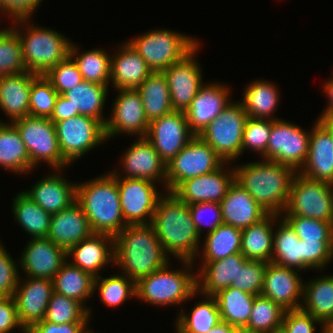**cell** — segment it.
Returning <instances> with one entry per match:
<instances>
[{
	"mask_svg": "<svg viewBox=\"0 0 333 333\" xmlns=\"http://www.w3.org/2000/svg\"><path fill=\"white\" fill-rule=\"evenodd\" d=\"M90 308L75 299L52 293L45 320L56 323H89Z\"/></svg>",
	"mask_w": 333,
	"mask_h": 333,
	"instance_id": "bcb514c9",
	"label": "cell"
},
{
	"mask_svg": "<svg viewBox=\"0 0 333 333\" xmlns=\"http://www.w3.org/2000/svg\"><path fill=\"white\" fill-rule=\"evenodd\" d=\"M260 295L272 300L286 311L301 308L303 282L299 271L269 262Z\"/></svg>",
	"mask_w": 333,
	"mask_h": 333,
	"instance_id": "ffe728a7",
	"label": "cell"
},
{
	"mask_svg": "<svg viewBox=\"0 0 333 333\" xmlns=\"http://www.w3.org/2000/svg\"><path fill=\"white\" fill-rule=\"evenodd\" d=\"M284 216H302L333 223V189L296 173L293 177Z\"/></svg>",
	"mask_w": 333,
	"mask_h": 333,
	"instance_id": "9c48e42d",
	"label": "cell"
},
{
	"mask_svg": "<svg viewBox=\"0 0 333 333\" xmlns=\"http://www.w3.org/2000/svg\"><path fill=\"white\" fill-rule=\"evenodd\" d=\"M14 328L21 329L22 332L26 333L18 319L14 297H0V332L10 333Z\"/></svg>",
	"mask_w": 333,
	"mask_h": 333,
	"instance_id": "91938a15",
	"label": "cell"
},
{
	"mask_svg": "<svg viewBox=\"0 0 333 333\" xmlns=\"http://www.w3.org/2000/svg\"><path fill=\"white\" fill-rule=\"evenodd\" d=\"M223 159L198 135L166 166V192H173L187 179L211 173L220 168Z\"/></svg>",
	"mask_w": 333,
	"mask_h": 333,
	"instance_id": "8fae6325",
	"label": "cell"
},
{
	"mask_svg": "<svg viewBox=\"0 0 333 333\" xmlns=\"http://www.w3.org/2000/svg\"><path fill=\"white\" fill-rule=\"evenodd\" d=\"M77 115H79V113L77 110L73 109L70 101L64 95L59 94L56 99L54 111L50 117V120L55 123L57 121L65 120Z\"/></svg>",
	"mask_w": 333,
	"mask_h": 333,
	"instance_id": "be15d7a7",
	"label": "cell"
},
{
	"mask_svg": "<svg viewBox=\"0 0 333 333\" xmlns=\"http://www.w3.org/2000/svg\"><path fill=\"white\" fill-rule=\"evenodd\" d=\"M93 233L81 205L75 201L62 211L52 214L47 238L68 251Z\"/></svg>",
	"mask_w": 333,
	"mask_h": 333,
	"instance_id": "484cf974",
	"label": "cell"
},
{
	"mask_svg": "<svg viewBox=\"0 0 333 333\" xmlns=\"http://www.w3.org/2000/svg\"><path fill=\"white\" fill-rule=\"evenodd\" d=\"M118 93L110 118H107L104 125L106 140L122 133L146 137L149 121L144 113L140 93L136 89H119Z\"/></svg>",
	"mask_w": 333,
	"mask_h": 333,
	"instance_id": "2e32d148",
	"label": "cell"
},
{
	"mask_svg": "<svg viewBox=\"0 0 333 333\" xmlns=\"http://www.w3.org/2000/svg\"><path fill=\"white\" fill-rule=\"evenodd\" d=\"M279 216L268 213L257 223L242 230L241 254L247 260L271 262L273 225H276L278 218L281 219Z\"/></svg>",
	"mask_w": 333,
	"mask_h": 333,
	"instance_id": "1f68e13d",
	"label": "cell"
},
{
	"mask_svg": "<svg viewBox=\"0 0 333 333\" xmlns=\"http://www.w3.org/2000/svg\"><path fill=\"white\" fill-rule=\"evenodd\" d=\"M198 48L200 43L182 60L162 71L170 90L173 110L185 112L204 84L202 70L195 60Z\"/></svg>",
	"mask_w": 333,
	"mask_h": 333,
	"instance_id": "e0dca14e",
	"label": "cell"
},
{
	"mask_svg": "<svg viewBox=\"0 0 333 333\" xmlns=\"http://www.w3.org/2000/svg\"><path fill=\"white\" fill-rule=\"evenodd\" d=\"M242 230L221 224L215 231L207 233L204 240L203 262H212L241 252Z\"/></svg>",
	"mask_w": 333,
	"mask_h": 333,
	"instance_id": "ee69618b",
	"label": "cell"
},
{
	"mask_svg": "<svg viewBox=\"0 0 333 333\" xmlns=\"http://www.w3.org/2000/svg\"><path fill=\"white\" fill-rule=\"evenodd\" d=\"M77 183L76 201L94 233L115 237L127 224L121 211L116 176L110 171L85 183Z\"/></svg>",
	"mask_w": 333,
	"mask_h": 333,
	"instance_id": "277c9868",
	"label": "cell"
},
{
	"mask_svg": "<svg viewBox=\"0 0 333 333\" xmlns=\"http://www.w3.org/2000/svg\"><path fill=\"white\" fill-rule=\"evenodd\" d=\"M230 90L222 83L201 86L190 106L184 112L190 131L200 135L204 129L231 103Z\"/></svg>",
	"mask_w": 333,
	"mask_h": 333,
	"instance_id": "603a6c76",
	"label": "cell"
},
{
	"mask_svg": "<svg viewBox=\"0 0 333 333\" xmlns=\"http://www.w3.org/2000/svg\"><path fill=\"white\" fill-rule=\"evenodd\" d=\"M0 167L15 174L33 171L26 146L12 123L0 120Z\"/></svg>",
	"mask_w": 333,
	"mask_h": 333,
	"instance_id": "d6a6232c",
	"label": "cell"
},
{
	"mask_svg": "<svg viewBox=\"0 0 333 333\" xmlns=\"http://www.w3.org/2000/svg\"><path fill=\"white\" fill-rule=\"evenodd\" d=\"M316 323L322 326L319 320L301 308L289 310L285 312L280 333H315Z\"/></svg>",
	"mask_w": 333,
	"mask_h": 333,
	"instance_id": "680465c9",
	"label": "cell"
},
{
	"mask_svg": "<svg viewBox=\"0 0 333 333\" xmlns=\"http://www.w3.org/2000/svg\"><path fill=\"white\" fill-rule=\"evenodd\" d=\"M19 278L14 293L20 324L28 330L33 324L42 321L54 292L53 280L27 277L22 283ZM25 282V283H24Z\"/></svg>",
	"mask_w": 333,
	"mask_h": 333,
	"instance_id": "7402d4cb",
	"label": "cell"
},
{
	"mask_svg": "<svg viewBox=\"0 0 333 333\" xmlns=\"http://www.w3.org/2000/svg\"><path fill=\"white\" fill-rule=\"evenodd\" d=\"M72 42L69 56L76 63L83 80L108 86L110 82L111 56L103 49H92L79 54Z\"/></svg>",
	"mask_w": 333,
	"mask_h": 333,
	"instance_id": "7bdbcfd3",
	"label": "cell"
},
{
	"mask_svg": "<svg viewBox=\"0 0 333 333\" xmlns=\"http://www.w3.org/2000/svg\"><path fill=\"white\" fill-rule=\"evenodd\" d=\"M30 19H12L14 24H18L21 27H18V25L14 27L13 25L11 28L19 36L23 60L27 70L37 75H44L49 69L69 56L72 42H69V39L54 29L30 25ZM28 24L30 26L27 28ZM22 27L26 33H22Z\"/></svg>",
	"mask_w": 333,
	"mask_h": 333,
	"instance_id": "5b68a950",
	"label": "cell"
},
{
	"mask_svg": "<svg viewBox=\"0 0 333 333\" xmlns=\"http://www.w3.org/2000/svg\"><path fill=\"white\" fill-rule=\"evenodd\" d=\"M261 161L234 167L235 181L267 213L283 215L291 183L297 172L287 165L267 160Z\"/></svg>",
	"mask_w": 333,
	"mask_h": 333,
	"instance_id": "3957f363",
	"label": "cell"
},
{
	"mask_svg": "<svg viewBox=\"0 0 333 333\" xmlns=\"http://www.w3.org/2000/svg\"><path fill=\"white\" fill-rule=\"evenodd\" d=\"M278 223L280 226H275L276 230L273 233L271 262L303 271V240L298 238L282 218Z\"/></svg>",
	"mask_w": 333,
	"mask_h": 333,
	"instance_id": "ab89813d",
	"label": "cell"
},
{
	"mask_svg": "<svg viewBox=\"0 0 333 333\" xmlns=\"http://www.w3.org/2000/svg\"><path fill=\"white\" fill-rule=\"evenodd\" d=\"M13 214L21 227L31 238L47 237L52 214L46 212L23 192L13 199Z\"/></svg>",
	"mask_w": 333,
	"mask_h": 333,
	"instance_id": "b9f144b4",
	"label": "cell"
},
{
	"mask_svg": "<svg viewBox=\"0 0 333 333\" xmlns=\"http://www.w3.org/2000/svg\"><path fill=\"white\" fill-rule=\"evenodd\" d=\"M223 224L245 229L257 223L268 213L235 180L220 202Z\"/></svg>",
	"mask_w": 333,
	"mask_h": 333,
	"instance_id": "4316f807",
	"label": "cell"
},
{
	"mask_svg": "<svg viewBox=\"0 0 333 333\" xmlns=\"http://www.w3.org/2000/svg\"><path fill=\"white\" fill-rule=\"evenodd\" d=\"M136 90L141 95L149 123L173 111L170 90L163 72L153 71Z\"/></svg>",
	"mask_w": 333,
	"mask_h": 333,
	"instance_id": "e575fe53",
	"label": "cell"
},
{
	"mask_svg": "<svg viewBox=\"0 0 333 333\" xmlns=\"http://www.w3.org/2000/svg\"><path fill=\"white\" fill-rule=\"evenodd\" d=\"M58 95L44 75H36L31 82L29 116L50 118Z\"/></svg>",
	"mask_w": 333,
	"mask_h": 333,
	"instance_id": "c3c4849f",
	"label": "cell"
},
{
	"mask_svg": "<svg viewBox=\"0 0 333 333\" xmlns=\"http://www.w3.org/2000/svg\"><path fill=\"white\" fill-rule=\"evenodd\" d=\"M274 119L247 118L242 141V153L249 149L261 154L267 160V144Z\"/></svg>",
	"mask_w": 333,
	"mask_h": 333,
	"instance_id": "816d5d0a",
	"label": "cell"
},
{
	"mask_svg": "<svg viewBox=\"0 0 333 333\" xmlns=\"http://www.w3.org/2000/svg\"><path fill=\"white\" fill-rule=\"evenodd\" d=\"M333 257V242L303 241V271L324 269Z\"/></svg>",
	"mask_w": 333,
	"mask_h": 333,
	"instance_id": "9f6ffc18",
	"label": "cell"
},
{
	"mask_svg": "<svg viewBox=\"0 0 333 333\" xmlns=\"http://www.w3.org/2000/svg\"><path fill=\"white\" fill-rule=\"evenodd\" d=\"M316 121L310 133L305 164L298 173L311 180L332 184L333 141L330 135V119L318 118Z\"/></svg>",
	"mask_w": 333,
	"mask_h": 333,
	"instance_id": "ac0fdd59",
	"label": "cell"
},
{
	"mask_svg": "<svg viewBox=\"0 0 333 333\" xmlns=\"http://www.w3.org/2000/svg\"><path fill=\"white\" fill-rule=\"evenodd\" d=\"M6 30H7L6 28H5V30H4V29H3V30L1 29V30H0V36H2V34H3Z\"/></svg>",
	"mask_w": 333,
	"mask_h": 333,
	"instance_id": "2644e50d",
	"label": "cell"
},
{
	"mask_svg": "<svg viewBox=\"0 0 333 333\" xmlns=\"http://www.w3.org/2000/svg\"><path fill=\"white\" fill-rule=\"evenodd\" d=\"M247 118L242 104L232 101L198 136L229 165L242 154Z\"/></svg>",
	"mask_w": 333,
	"mask_h": 333,
	"instance_id": "30bf717a",
	"label": "cell"
},
{
	"mask_svg": "<svg viewBox=\"0 0 333 333\" xmlns=\"http://www.w3.org/2000/svg\"><path fill=\"white\" fill-rule=\"evenodd\" d=\"M88 323H64L56 324L43 319L33 324L26 333H90Z\"/></svg>",
	"mask_w": 333,
	"mask_h": 333,
	"instance_id": "6125c7cd",
	"label": "cell"
},
{
	"mask_svg": "<svg viewBox=\"0 0 333 333\" xmlns=\"http://www.w3.org/2000/svg\"><path fill=\"white\" fill-rule=\"evenodd\" d=\"M194 136L185 113L173 110L149 123L146 138L167 165Z\"/></svg>",
	"mask_w": 333,
	"mask_h": 333,
	"instance_id": "9a60e30c",
	"label": "cell"
},
{
	"mask_svg": "<svg viewBox=\"0 0 333 333\" xmlns=\"http://www.w3.org/2000/svg\"><path fill=\"white\" fill-rule=\"evenodd\" d=\"M310 133L289 121L275 120L267 144V161L290 166L299 172L307 158Z\"/></svg>",
	"mask_w": 333,
	"mask_h": 333,
	"instance_id": "5bb4252c",
	"label": "cell"
},
{
	"mask_svg": "<svg viewBox=\"0 0 333 333\" xmlns=\"http://www.w3.org/2000/svg\"><path fill=\"white\" fill-rule=\"evenodd\" d=\"M99 289L100 300L109 307L121 305L126 299L136 297V283L123 274L94 279V292Z\"/></svg>",
	"mask_w": 333,
	"mask_h": 333,
	"instance_id": "7dc6e473",
	"label": "cell"
},
{
	"mask_svg": "<svg viewBox=\"0 0 333 333\" xmlns=\"http://www.w3.org/2000/svg\"><path fill=\"white\" fill-rule=\"evenodd\" d=\"M94 279L88 272L66 261L53 278L54 292L84 305L94 293Z\"/></svg>",
	"mask_w": 333,
	"mask_h": 333,
	"instance_id": "f35d334b",
	"label": "cell"
},
{
	"mask_svg": "<svg viewBox=\"0 0 333 333\" xmlns=\"http://www.w3.org/2000/svg\"><path fill=\"white\" fill-rule=\"evenodd\" d=\"M247 259L239 253L212 262H203L196 273L199 295L213 296L236 282L238 268Z\"/></svg>",
	"mask_w": 333,
	"mask_h": 333,
	"instance_id": "f546056e",
	"label": "cell"
},
{
	"mask_svg": "<svg viewBox=\"0 0 333 333\" xmlns=\"http://www.w3.org/2000/svg\"><path fill=\"white\" fill-rule=\"evenodd\" d=\"M226 164L227 162L211 173L185 180L172 193L188 205L203 202L220 203L235 180L234 168L224 170Z\"/></svg>",
	"mask_w": 333,
	"mask_h": 333,
	"instance_id": "44dd1931",
	"label": "cell"
},
{
	"mask_svg": "<svg viewBox=\"0 0 333 333\" xmlns=\"http://www.w3.org/2000/svg\"><path fill=\"white\" fill-rule=\"evenodd\" d=\"M44 76L61 95L83 81L76 63L70 56L49 69Z\"/></svg>",
	"mask_w": 333,
	"mask_h": 333,
	"instance_id": "db71d44e",
	"label": "cell"
},
{
	"mask_svg": "<svg viewBox=\"0 0 333 333\" xmlns=\"http://www.w3.org/2000/svg\"><path fill=\"white\" fill-rule=\"evenodd\" d=\"M273 84L268 80H256L247 85L240 103L248 117L279 120L272 115L278 106L280 95Z\"/></svg>",
	"mask_w": 333,
	"mask_h": 333,
	"instance_id": "8d00e7d4",
	"label": "cell"
},
{
	"mask_svg": "<svg viewBox=\"0 0 333 333\" xmlns=\"http://www.w3.org/2000/svg\"><path fill=\"white\" fill-rule=\"evenodd\" d=\"M26 71L19 36L12 28H8L0 36V77Z\"/></svg>",
	"mask_w": 333,
	"mask_h": 333,
	"instance_id": "681fc988",
	"label": "cell"
},
{
	"mask_svg": "<svg viewBox=\"0 0 333 333\" xmlns=\"http://www.w3.org/2000/svg\"><path fill=\"white\" fill-rule=\"evenodd\" d=\"M143 34L128 42L154 72H162L179 62L199 44L197 38L168 29Z\"/></svg>",
	"mask_w": 333,
	"mask_h": 333,
	"instance_id": "52a82bcc",
	"label": "cell"
},
{
	"mask_svg": "<svg viewBox=\"0 0 333 333\" xmlns=\"http://www.w3.org/2000/svg\"><path fill=\"white\" fill-rule=\"evenodd\" d=\"M232 325L228 324L227 322L220 321L217 325L211 328L207 333H231L234 329Z\"/></svg>",
	"mask_w": 333,
	"mask_h": 333,
	"instance_id": "03108f58",
	"label": "cell"
},
{
	"mask_svg": "<svg viewBox=\"0 0 333 333\" xmlns=\"http://www.w3.org/2000/svg\"><path fill=\"white\" fill-rule=\"evenodd\" d=\"M20 256L19 266L27 277L51 279L68 261L67 251L47 237L31 238Z\"/></svg>",
	"mask_w": 333,
	"mask_h": 333,
	"instance_id": "d6986e66",
	"label": "cell"
},
{
	"mask_svg": "<svg viewBox=\"0 0 333 333\" xmlns=\"http://www.w3.org/2000/svg\"><path fill=\"white\" fill-rule=\"evenodd\" d=\"M11 123L26 146L33 168L42 161L55 169L54 172L70 165L62 156L55 125L50 118L26 116Z\"/></svg>",
	"mask_w": 333,
	"mask_h": 333,
	"instance_id": "ba28073f",
	"label": "cell"
},
{
	"mask_svg": "<svg viewBox=\"0 0 333 333\" xmlns=\"http://www.w3.org/2000/svg\"><path fill=\"white\" fill-rule=\"evenodd\" d=\"M151 225L168 256L196 260L199 239L188 204L174 193H164L157 202Z\"/></svg>",
	"mask_w": 333,
	"mask_h": 333,
	"instance_id": "6da1fadb",
	"label": "cell"
},
{
	"mask_svg": "<svg viewBox=\"0 0 333 333\" xmlns=\"http://www.w3.org/2000/svg\"><path fill=\"white\" fill-rule=\"evenodd\" d=\"M43 0H0V12L14 19L32 18ZM35 10V11H34Z\"/></svg>",
	"mask_w": 333,
	"mask_h": 333,
	"instance_id": "94428289",
	"label": "cell"
},
{
	"mask_svg": "<svg viewBox=\"0 0 333 333\" xmlns=\"http://www.w3.org/2000/svg\"><path fill=\"white\" fill-rule=\"evenodd\" d=\"M231 333H251L247 328L235 327Z\"/></svg>",
	"mask_w": 333,
	"mask_h": 333,
	"instance_id": "a7ac6f4b",
	"label": "cell"
},
{
	"mask_svg": "<svg viewBox=\"0 0 333 333\" xmlns=\"http://www.w3.org/2000/svg\"><path fill=\"white\" fill-rule=\"evenodd\" d=\"M213 297L217 301L221 321L227 322L233 327L245 328L247 326L255 295L230 286L220 290Z\"/></svg>",
	"mask_w": 333,
	"mask_h": 333,
	"instance_id": "74e56055",
	"label": "cell"
},
{
	"mask_svg": "<svg viewBox=\"0 0 333 333\" xmlns=\"http://www.w3.org/2000/svg\"><path fill=\"white\" fill-rule=\"evenodd\" d=\"M301 309L321 323L333 318V275L303 283Z\"/></svg>",
	"mask_w": 333,
	"mask_h": 333,
	"instance_id": "d590c367",
	"label": "cell"
},
{
	"mask_svg": "<svg viewBox=\"0 0 333 333\" xmlns=\"http://www.w3.org/2000/svg\"><path fill=\"white\" fill-rule=\"evenodd\" d=\"M280 217L304 242H333V223L302 216Z\"/></svg>",
	"mask_w": 333,
	"mask_h": 333,
	"instance_id": "f907efd6",
	"label": "cell"
},
{
	"mask_svg": "<svg viewBox=\"0 0 333 333\" xmlns=\"http://www.w3.org/2000/svg\"><path fill=\"white\" fill-rule=\"evenodd\" d=\"M322 333H333V318L322 323Z\"/></svg>",
	"mask_w": 333,
	"mask_h": 333,
	"instance_id": "003e7915",
	"label": "cell"
},
{
	"mask_svg": "<svg viewBox=\"0 0 333 333\" xmlns=\"http://www.w3.org/2000/svg\"><path fill=\"white\" fill-rule=\"evenodd\" d=\"M111 172L116 176L125 223L151 224L158 199L163 195L158 192L155 182L147 179L122 178L115 169Z\"/></svg>",
	"mask_w": 333,
	"mask_h": 333,
	"instance_id": "4fadbf2b",
	"label": "cell"
},
{
	"mask_svg": "<svg viewBox=\"0 0 333 333\" xmlns=\"http://www.w3.org/2000/svg\"><path fill=\"white\" fill-rule=\"evenodd\" d=\"M330 135L333 141V121L330 119Z\"/></svg>",
	"mask_w": 333,
	"mask_h": 333,
	"instance_id": "89a4df30",
	"label": "cell"
},
{
	"mask_svg": "<svg viewBox=\"0 0 333 333\" xmlns=\"http://www.w3.org/2000/svg\"><path fill=\"white\" fill-rule=\"evenodd\" d=\"M285 312L272 300L257 295L245 328L251 333H280Z\"/></svg>",
	"mask_w": 333,
	"mask_h": 333,
	"instance_id": "f6af8a7d",
	"label": "cell"
},
{
	"mask_svg": "<svg viewBox=\"0 0 333 333\" xmlns=\"http://www.w3.org/2000/svg\"><path fill=\"white\" fill-rule=\"evenodd\" d=\"M4 248L0 242V297H13L21 276L18 264Z\"/></svg>",
	"mask_w": 333,
	"mask_h": 333,
	"instance_id": "6f0895ef",
	"label": "cell"
},
{
	"mask_svg": "<svg viewBox=\"0 0 333 333\" xmlns=\"http://www.w3.org/2000/svg\"><path fill=\"white\" fill-rule=\"evenodd\" d=\"M114 255V237L100 233H93L67 251L70 263L93 277L100 276L99 271L108 263L114 265Z\"/></svg>",
	"mask_w": 333,
	"mask_h": 333,
	"instance_id": "d4e9b609",
	"label": "cell"
},
{
	"mask_svg": "<svg viewBox=\"0 0 333 333\" xmlns=\"http://www.w3.org/2000/svg\"><path fill=\"white\" fill-rule=\"evenodd\" d=\"M267 265L265 261L246 260L238 268L236 282H232L231 286L255 296L260 295Z\"/></svg>",
	"mask_w": 333,
	"mask_h": 333,
	"instance_id": "f5cc1de1",
	"label": "cell"
},
{
	"mask_svg": "<svg viewBox=\"0 0 333 333\" xmlns=\"http://www.w3.org/2000/svg\"><path fill=\"white\" fill-rule=\"evenodd\" d=\"M125 178L164 181L166 187V164L146 137H138L127 149L121 160ZM157 180V181H156Z\"/></svg>",
	"mask_w": 333,
	"mask_h": 333,
	"instance_id": "cb8c5ba5",
	"label": "cell"
},
{
	"mask_svg": "<svg viewBox=\"0 0 333 333\" xmlns=\"http://www.w3.org/2000/svg\"><path fill=\"white\" fill-rule=\"evenodd\" d=\"M36 75L26 71L0 77V108L10 123L29 116L31 82Z\"/></svg>",
	"mask_w": 333,
	"mask_h": 333,
	"instance_id": "4dcf8cb0",
	"label": "cell"
},
{
	"mask_svg": "<svg viewBox=\"0 0 333 333\" xmlns=\"http://www.w3.org/2000/svg\"><path fill=\"white\" fill-rule=\"evenodd\" d=\"M63 158L73 163L104 141V125L97 119L77 115L54 123Z\"/></svg>",
	"mask_w": 333,
	"mask_h": 333,
	"instance_id": "7c38bea8",
	"label": "cell"
},
{
	"mask_svg": "<svg viewBox=\"0 0 333 333\" xmlns=\"http://www.w3.org/2000/svg\"><path fill=\"white\" fill-rule=\"evenodd\" d=\"M188 206L192 215L194 225L200 237L202 235L201 234L202 226H207L208 227L207 233H210L215 231L221 224H223L220 203L203 202V203L189 204ZM209 213L211 214L209 215ZM205 218L207 219V221Z\"/></svg>",
	"mask_w": 333,
	"mask_h": 333,
	"instance_id": "11a10c76",
	"label": "cell"
},
{
	"mask_svg": "<svg viewBox=\"0 0 333 333\" xmlns=\"http://www.w3.org/2000/svg\"><path fill=\"white\" fill-rule=\"evenodd\" d=\"M114 264L137 283L169 263L151 224L127 225L114 237Z\"/></svg>",
	"mask_w": 333,
	"mask_h": 333,
	"instance_id": "7a4b0ae2",
	"label": "cell"
},
{
	"mask_svg": "<svg viewBox=\"0 0 333 333\" xmlns=\"http://www.w3.org/2000/svg\"><path fill=\"white\" fill-rule=\"evenodd\" d=\"M121 45L111 55L110 80L116 90L137 89L153 71L129 42Z\"/></svg>",
	"mask_w": 333,
	"mask_h": 333,
	"instance_id": "83f0119b",
	"label": "cell"
},
{
	"mask_svg": "<svg viewBox=\"0 0 333 333\" xmlns=\"http://www.w3.org/2000/svg\"><path fill=\"white\" fill-rule=\"evenodd\" d=\"M180 262L185 267L180 271H170V264L167 263L141 278L136 283V299H142L152 305L168 306L182 304L196 293L198 295L196 274L192 272L195 261L180 260Z\"/></svg>",
	"mask_w": 333,
	"mask_h": 333,
	"instance_id": "8992f818",
	"label": "cell"
},
{
	"mask_svg": "<svg viewBox=\"0 0 333 333\" xmlns=\"http://www.w3.org/2000/svg\"><path fill=\"white\" fill-rule=\"evenodd\" d=\"M108 86L83 80L63 95L70 101L79 115L99 120L103 125L106 118L103 115Z\"/></svg>",
	"mask_w": 333,
	"mask_h": 333,
	"instance_id": "836d02e7",
	"label": "cell"
},
{
	"mask_svg": "<svg viewBox=\"0 0 333 333\" xmlns=\"http://www.w3.org/2000/svg\"><path fill=\"white\" fill-rule=\"evenodd\" d=\"M328 81H326L323 88H324V93H326L328 96L327 98H329V105L322 112L323 114H320L318 118L331 119L333 117V78H330V80Z\"/></svg>",
	"mask_w": 333,
	"mask_h": 333,
	"instance_id": "e7e4bbea",
	"label": "cell"
},
{
	"mask_svg": "<svg viewBox=\"0 0 333 333\" xmlns=\"http://www.w3.org/2000/svg\"><path fill=\"white\" fill-rule=\"evenodd\" d=\"M59 174L52 173L36 182L31 190L22 192L46 212L58 213L76 201L77 186Z\"/></svg>",
	"mask_w": 333,
	"mask_h": 333,
	"instance_id": "f1b7e54d",
	"label": "cell"
},
{
	"mask_svg": "<svg viewBox=\"0 0 333 333\" xmlns=\"http://www.w3.org/2000/svg\"><path fill=\"white\" fill-rule=\"evenodd\" d=\"M196 303L190 314L181 310L176 319L177 333H207L221 321L217 301L213 296H204Z\"/></svg>",
	"mask_w": 333,
	"mask_h": 333,
	"instance_id": "60d3db41",
	"label": "cell"
}]
</instances>
